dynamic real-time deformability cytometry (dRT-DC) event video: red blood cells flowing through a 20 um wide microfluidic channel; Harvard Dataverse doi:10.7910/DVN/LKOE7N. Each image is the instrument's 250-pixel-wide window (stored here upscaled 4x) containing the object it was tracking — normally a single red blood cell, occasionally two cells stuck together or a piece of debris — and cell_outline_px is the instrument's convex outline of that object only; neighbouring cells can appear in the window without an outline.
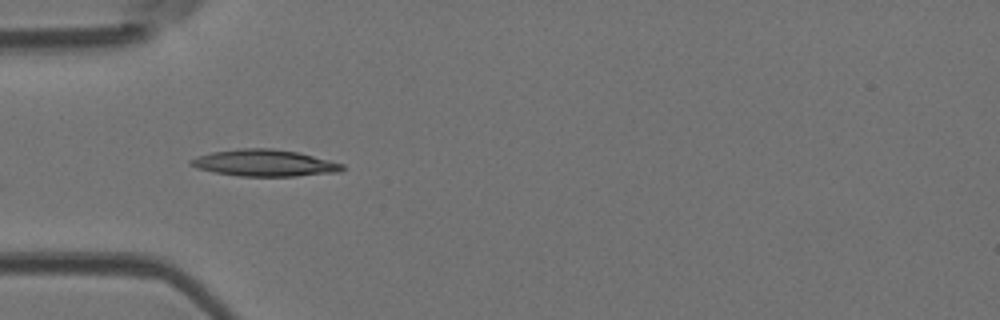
{"species": "Egyptian fruit bat (a non-hibernating species)", "species_latin": "Rousettus aegyptiacus", "temperature_condition": "room temperature", "stored_images_in_passage": 5, "camera_frame_rate_fps": 3000, "um_per_image_px": 0.085, "animal": {"sex": "female"}, "frame": {"image": 1, "passage_image": 3, "time_ms": 0.667, "image_size_px": [1000, 320], "cell_outline_px": [[344, 168], [340, 172], [296, 176], [240, 176], [212, 172], [196, 168], [188, 164], [188, 160], [196, 156], [212, 152], [240, 148], [272, 148], [300, 152], [344, 164]], "centroid_in_image_um": [22.45, 13.85], "position_along_channel_um": 62.5, "area_um2": 23.81}}
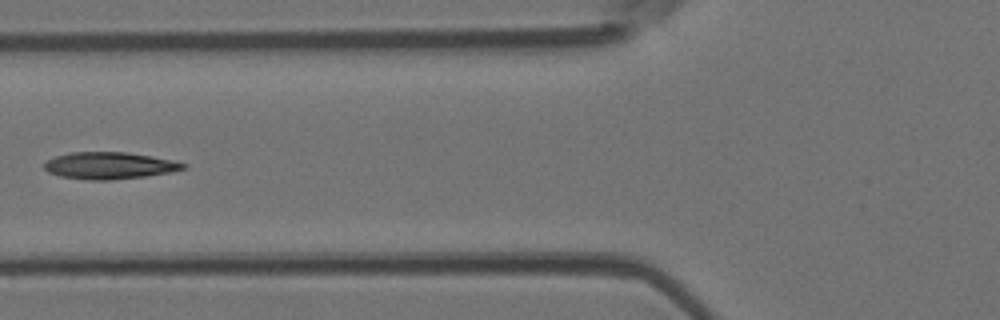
{"frame": {"image": 2, "passage_image": 4, "time_ms": 1.0, "image_size_px": [1000, 320], "cell_outline_px": [[188, 164], [184, 168], [172, 172], [144, 176], [108, 180], [88, 180], [60, 176], [48, 172], [44, 168], [44, 164], [48, 160], [56, 156], [68, 152], [124, 152], [172, 160]], "centroid_in_image_um": [9.27, 14.07], "position_along_channel_um": 116.5, "area_um2": 21.56}}
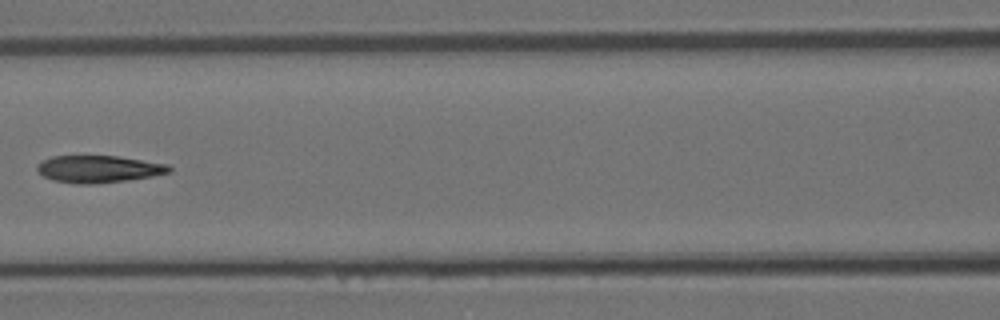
{"frame": {"image": 3, "passage_image": 5, "time_ms": 1.333, "image_size_px": [1000, 320], "cell_outline_px": [[172, 172], [152, 176], [96, 184], [76, 184], [52, 180], [36, 172], [36, 164], [40, 160], [52, 156], [116, 156], [168, 164], [172, 168]], "centroid_in_image_um": [8.32, 14.37], "position_along_channel_um": 158.3, "area_um2": 21.04}}